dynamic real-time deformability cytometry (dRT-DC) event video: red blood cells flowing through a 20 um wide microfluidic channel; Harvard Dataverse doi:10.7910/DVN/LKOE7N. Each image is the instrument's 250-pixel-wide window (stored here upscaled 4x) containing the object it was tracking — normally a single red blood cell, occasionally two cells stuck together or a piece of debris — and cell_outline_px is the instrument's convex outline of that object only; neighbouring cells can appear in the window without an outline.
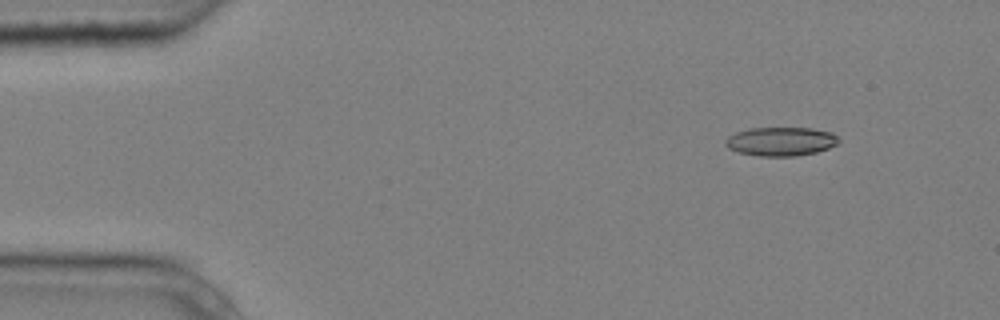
{"species": "common noctule bat (a hibernating species)", "species_latin": "Nyctalus noctula", "temperature_condition": "cold", "stored_images_in_passage": 5, "camera_frame_rate_fps": 3000, "um_per_image_px": 0.085, "animal": {"sex": "male", "body_mass_g": 20.4}, "frame": {"image": 1, "passage_image": 2, "time_ms": 0.333, "image_size_px": [1000, 320], "cell_outline_px": [[840, 140], [836, 144], [828, 148], [816, 152], [796, 156], [760, 156], [740, 152], [728, 148], [724, 144], [724, 140], [728, 136], [736, 132], [748, 128], [812, 128], [832, 132]], "centroid_in_image_um": [66.35, 12.01], "position_along_channel_um": 18.6, "area_um2": 19.02}}
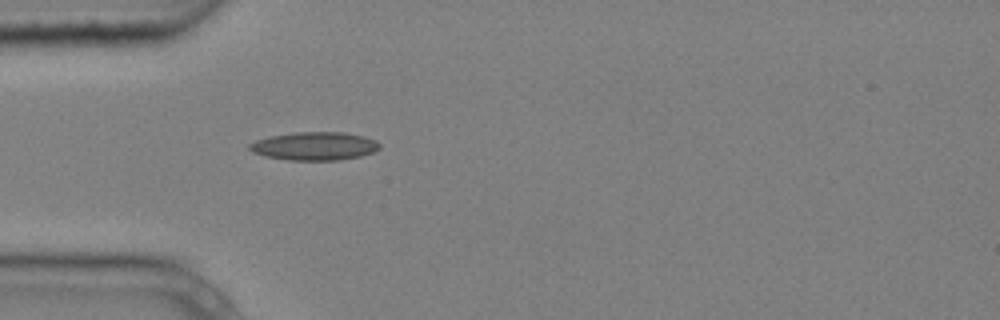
{"frame": {"image": 2, "passage_image": 5, "time_ms": 1.333, "image_size_px": [1000, 320], "cell_outline_px": [[380, 148], [372, 152], [360, 156], [336, 160], [288, 160], [264, 156], [252, 152], [248, 148], [248, 144], [256, 140], [272, 136], [296, 132], [344, 132], [364, 136], [376, 140], [380, 144]], "centroid_in_image_um": [26.72, 12.41], "position_along_channel_um": 58.3, "area_um2": 21.39}}